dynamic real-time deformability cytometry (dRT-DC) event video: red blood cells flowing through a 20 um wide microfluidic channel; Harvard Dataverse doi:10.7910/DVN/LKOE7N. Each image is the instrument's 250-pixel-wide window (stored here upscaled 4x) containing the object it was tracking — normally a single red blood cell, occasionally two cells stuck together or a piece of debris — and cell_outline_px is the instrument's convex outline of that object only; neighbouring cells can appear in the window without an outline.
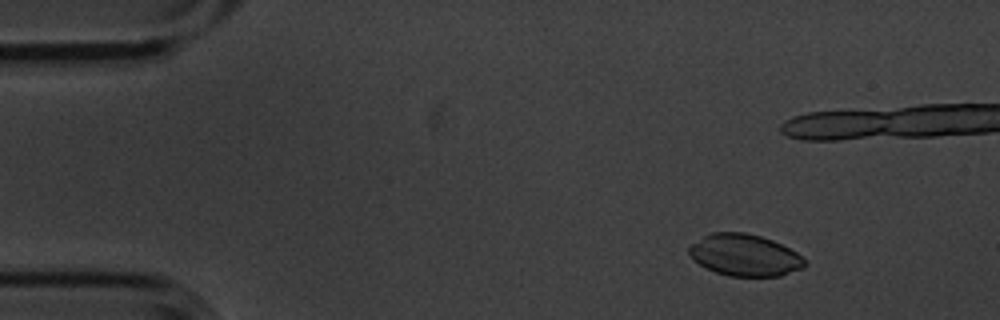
{"species": "common noctule bat (a hibernating species)", "species_latin": "Nyctalus noctula", "temperature_condition": "cold", "stored_images_in_passage": 5, "camera_frame_rate_fps": 3000, "um_per_image_px": 0.085, "animal": {"sex": "male", "body_mass_g": 20.1, "forearm_length_mm": 53.5}, "frame": {"image": 1, "passage_image": 1, "time_ms": 0.0, "image_size_px": [1000, 320], "cell_outline_px": [[808, 264], [804, 268], [780, 276], [728, 276], [716, 272], [700, 264], [688, 252], [688, 248], [692, 244], [704, 236], [712, 232], [744, 232], [760, 236], [772, 240], [804, 256]], "centroid_in_image_um": [63.36, 21.69], "position_along_channel_um": 21.6, "area_um2": 28.03}}